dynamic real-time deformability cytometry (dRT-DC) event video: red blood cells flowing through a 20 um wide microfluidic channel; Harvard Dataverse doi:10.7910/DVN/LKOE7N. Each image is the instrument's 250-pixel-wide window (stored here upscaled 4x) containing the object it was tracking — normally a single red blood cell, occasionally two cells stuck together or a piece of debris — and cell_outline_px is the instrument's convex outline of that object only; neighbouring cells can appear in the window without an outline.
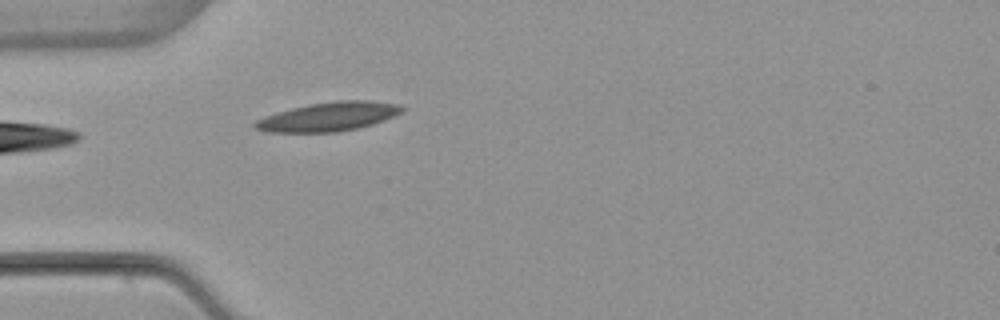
{"species": "common noctule bat (a hibernating species)", "species_latin": "Nyctalus noctula", "temperature_condition": "warm", "stored_images_in_passage": 1, "camera_frame_rate_fps": 3000, "um_per_image_px": 0.085, "animal": {"sex": "female", "body_mass_g": 22.7, "forearm_length_mm": 54.2}, "frame": {"image": 1, "passage_image": 1, "time_ms": 0.0, "image_size_px": [1000, 320], "cell_outline_px": [[408, 108], [404, 112], [396, 116], [372, 124], [356, 128], [336, 132], [268, 132], [252, 128], [252, 124], [256, 120], [264, 116], [276, 112], [308, 104], [336, 100], [368, 100], [400, 104]], "centroid_in_image_um": [27.96, 9.9], "position_along_channel_um": 57.0, "area_um2": 25.14}}